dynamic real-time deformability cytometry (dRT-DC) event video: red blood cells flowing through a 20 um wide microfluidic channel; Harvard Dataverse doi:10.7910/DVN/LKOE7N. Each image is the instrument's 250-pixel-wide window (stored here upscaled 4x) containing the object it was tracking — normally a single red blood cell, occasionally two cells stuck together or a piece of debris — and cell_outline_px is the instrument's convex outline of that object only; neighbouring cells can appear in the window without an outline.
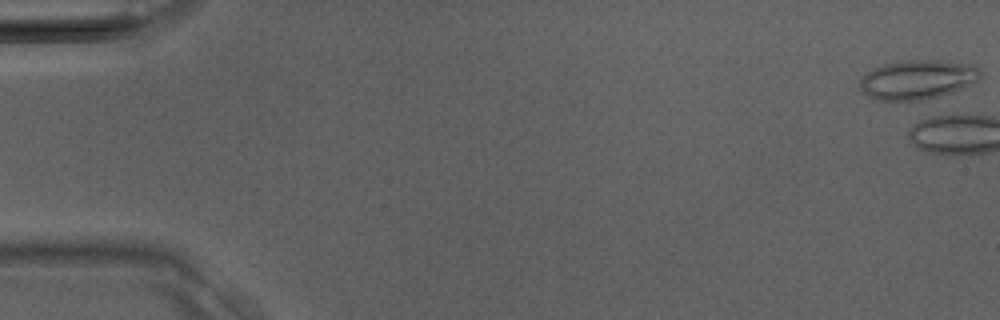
{"species": "Egyptian fruit bat (a non-hibernating species)", "species_latin": "Rousettus aegyptiacus", "temperature_condition": "room temperature", "stored_images_in_passage": 1, "camera_frame_rate_fps": 3000, "um_per_image_px": 0.085, "animal": {"sex": "male"}, "frame": {"image": 1, "passage_image": 1, "time_ms": 0.0, "image_size_px": [1000, 320], "cell_outline_px": [[980, 76], [972, 84], [952, 92], [928, 100], [880, 100], [868, 96], [860, 88], [860, 76], [864, 72], [872, 68], [884, 64], [908, 60], [936, 60], [972, 64], [980, 72]], "centroid_in_image_um": [77.94, 6.76], "position_along_channel_um": 7.1, "area_um2": 27.63}}